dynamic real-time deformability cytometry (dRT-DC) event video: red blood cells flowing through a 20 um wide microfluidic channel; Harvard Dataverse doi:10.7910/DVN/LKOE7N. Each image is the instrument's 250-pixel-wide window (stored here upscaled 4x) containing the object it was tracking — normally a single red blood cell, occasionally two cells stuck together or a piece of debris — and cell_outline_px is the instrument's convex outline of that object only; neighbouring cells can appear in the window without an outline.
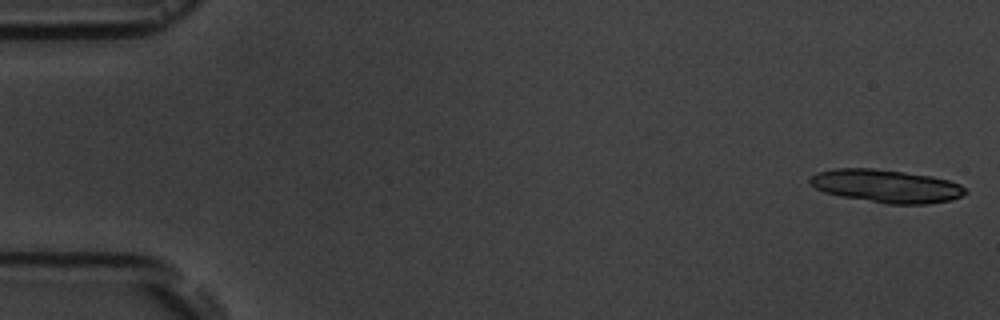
{"species": "common noctule bat (a hibernating species)", "species_latin": "Nyctalus noctula", "temperature_condition": "room temperature", "stored_images_in_passage": 6, "camera_frame_rate_fps": 3000, "um_per_image_px": 0.085, "animal": {"sex": "male", "body_mass_g": 19.5, "forearm_length_mm": 54.6}, "frame": {"image": 1, "passage_image": 1, "time_ms": 0.0, "image_size_px": [1000, 320], "cell_outline_px": [[968, 192], [952, 200], [928, 204], [884, 204], [840, 196], [824, 192], [816, 188], [808, 180], [816, 172], [836, 168], [872, 168], [904, 172], [932, 176], [948, 180], [960, 184], [968, 188]], "centroid_in_image_um": [75.36, 15.82], "position_along_channel_um": 9.6, "area_um2": 30.11}}
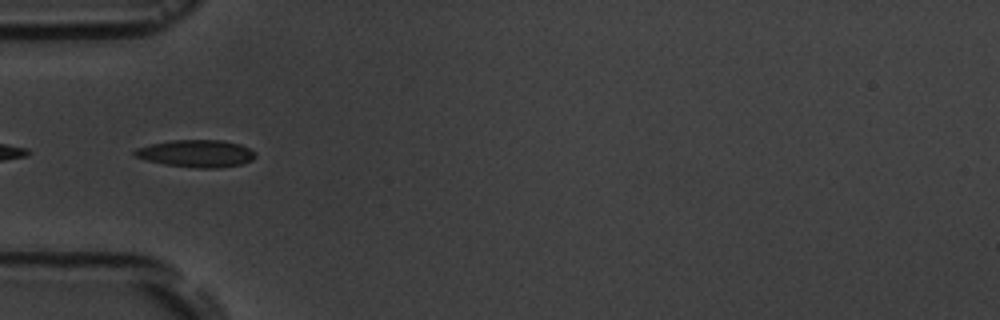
{"frame": {"image": 2, "passage_image": 6, "time_ms": 5.667, "image_size_px": [1000, 320], "cell_outline_px": [[256, 156], [252, 160], [240, 164], [216, 168], [200, 168], [164, 164], [148, 160], [136, 156], [132, 152], [136, 148], [152, 144], [172, 140], [224, 140], [240, 144], [256, 152]], "centroid_in_image_um": [16.72, 13.04], "position_along_channel_um": 68.3, "area_um2": 19.02}}